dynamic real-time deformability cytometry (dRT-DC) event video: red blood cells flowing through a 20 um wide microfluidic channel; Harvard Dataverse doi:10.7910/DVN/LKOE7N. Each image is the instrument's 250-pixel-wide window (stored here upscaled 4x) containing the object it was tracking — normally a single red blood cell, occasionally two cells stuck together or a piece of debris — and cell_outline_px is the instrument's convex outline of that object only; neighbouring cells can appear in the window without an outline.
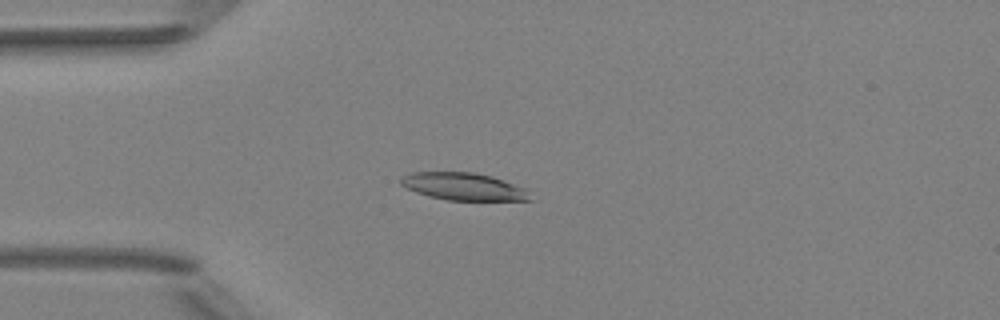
{"species": "Egyptian fruit bat (a non-hibernating species)", "species_latin": "Rousettus aegyptiacus", "temperature_condition": "room temperature", "stored_images_in_passage": 4, "camera_frame_rate_fps": 3000, "um_per_image_px": 0.085, "animal": {"sex": "female"}, "frame": {"image": 1, "passage_image": 4, "time_ms": 1.0, "image_size_px": [1000, 320], "cell_outline_px": [[532, 200], [448, 200], [428, 196], [416, 192], [400, 184], [400, 176], [412, 172], [476, 172], [492, 176], [524, 188]], "centroid_in_image_um": [39.35, 15.84], "position_along_channel_um": 45.7, "area_um2": 20.52}}